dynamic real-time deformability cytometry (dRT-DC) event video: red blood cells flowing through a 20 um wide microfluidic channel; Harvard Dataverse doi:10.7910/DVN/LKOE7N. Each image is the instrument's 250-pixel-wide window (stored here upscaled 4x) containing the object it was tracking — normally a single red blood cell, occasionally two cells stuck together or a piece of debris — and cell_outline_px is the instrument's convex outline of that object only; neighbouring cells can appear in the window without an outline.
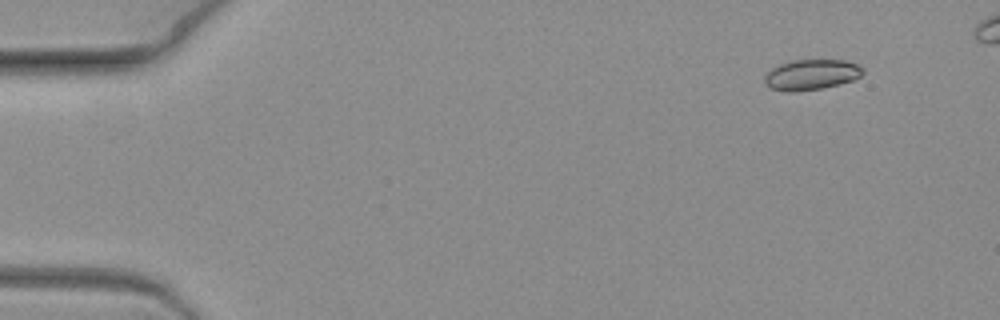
{"species": "common noctule bat (a hibernating species)", "species_latin": "Nyctalus noctula", "temperature_condition": "warm", "stored_images_in_passage": 4, "camera_frame_rate_fps": 3000, "um_per_image_px": 0.085, "animal": {"sex": "female", "body_mass_g": 19.3, "forearm_length_mm": 54.1}, "frame": {"image": 1, "passage_image": 1, "time_ms": 0.0, "image_size_px": [1000, 320], "cell_outline_px": [[864, 72], [860, 76], [852, 80], [820, 88], [792, 92], [788, 92], [768, 88], [764, 84], [764, 76], [772, 68], [780, 64], [792, 60], [844, 60], [856, 64], [864, 68]], "centroid_in_image_um": [68.92, 6.34], "position_along_channel_um": 16.1, "area_um2": 17.34}}